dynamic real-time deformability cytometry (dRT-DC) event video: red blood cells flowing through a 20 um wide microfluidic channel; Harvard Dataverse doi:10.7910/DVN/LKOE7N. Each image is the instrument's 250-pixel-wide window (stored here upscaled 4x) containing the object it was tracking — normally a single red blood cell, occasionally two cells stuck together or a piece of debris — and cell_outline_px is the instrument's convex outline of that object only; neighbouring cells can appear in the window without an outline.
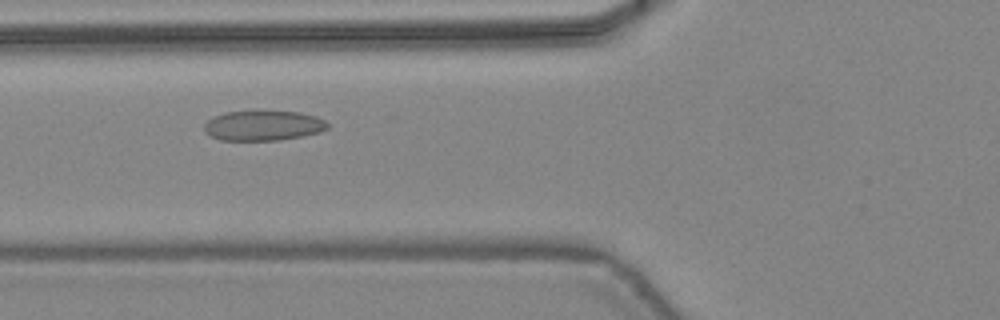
{"species": "common noctule bat (a hibernating species)", "species_latin": "Nyctalus noctula", "temperature_condition": "warm", "stored_images_in_passage": 31, "camera_frame_rate_fps": 3000, "um_per_image_px": 0.085, "animal": {"sex": "female", "body_mass_g": 24.6, "forearm_length_mm": 56.2}, "frame": {"image": 1, "passage_image": 6, "time_ms": 1.667, "image_size_px": [1000, 320], "cell_outline_px": [[328, 128], [320, 132], [304, 136], [280, 140], [220, 140], [204, 132], [204, 124], [212, 116], [224, 112], [300, 112], [316, 116], [324, 120], [328, 124]], "centroid_in_image_um": [22.37, 10.68], "position_along_channel_um": 103.4, "area_um2": 21.5}}
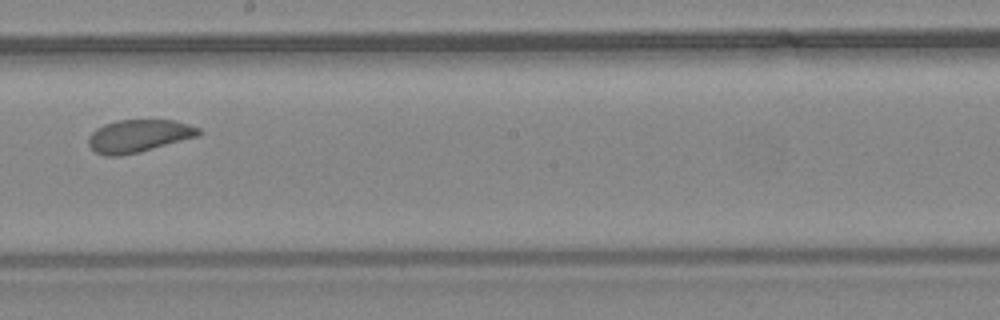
{"frame": {"image": 2, "passage_image": 15, "time_ms": 4.667, "image_size_px": [1000, 320], "cell_outline_px": [[204, 132], [200, 136], [140, 152], [120, 156], [104, 156], [96, 152], [88, 144], [88, 136], [96, 128], [104, 124], [116, 120], [176, 120], [200, 128]], "centroid_in_image_um": [11.82, 11.55], "position_along_channel_um": 236.4, "area_um2": 21.27}}
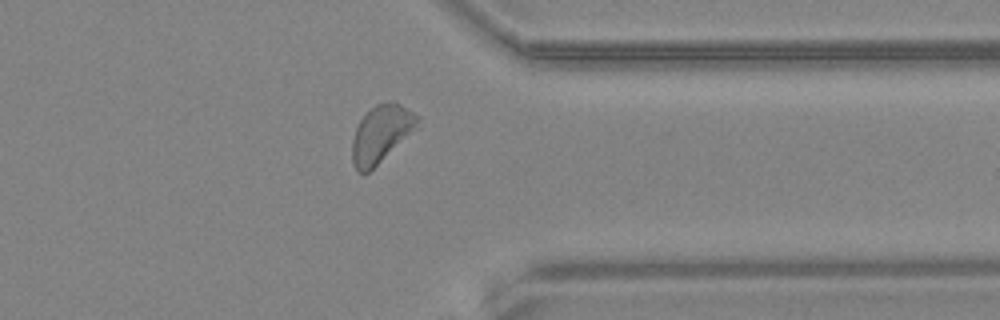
{"frame": {"image": 3, "passage_image": 25, "time_ms": 8.0, "image_size_px": [1000, 320], "cell_outline_px": [[420, 128], [368, 172], [360, 172], [356, 168], [352, 160], [352, 140], [356, 128], [360, 120], [376, 104], [392, 100], [400, 104], [420, 116]], "centroid_in_image_um": [32.47, 11.35], "position_along_channel_um": 378.9, "area_um2": 21.96}}